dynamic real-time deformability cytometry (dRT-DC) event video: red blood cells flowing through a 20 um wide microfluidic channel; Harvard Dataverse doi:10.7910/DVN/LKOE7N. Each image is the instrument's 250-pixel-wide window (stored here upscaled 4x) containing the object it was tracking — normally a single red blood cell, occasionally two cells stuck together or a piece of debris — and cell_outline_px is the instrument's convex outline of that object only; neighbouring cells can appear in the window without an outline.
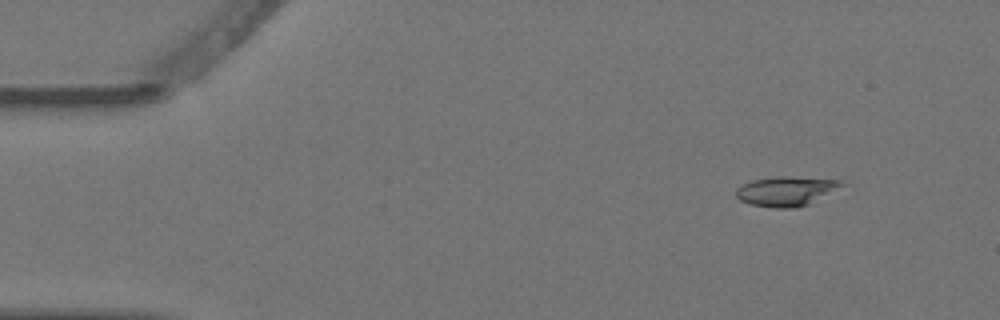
{"species": "Egyptian fruit bat (a non-hibernating species)", "species_latin": "Rousettus aegyptiacus", "temperature_condition": "warm", "stored_images_in_passage": 4, "camera_frame_rate_fps": 3000, "um_per_image_px": 0.085, "animal": {"sex": "female"}, "frame": {"image": 1, "passage_image": 2, "time_ms": 0.333, "image_size_px": [1000, 320], "cell_outline_px": [[848, 184], [812, 204], [796, 208], [776, 208], [748, 204], [740, 200], [736, 196], [736, 188], [752, 180], [776, 176], [788, 176], [840, 180]], "centroid_in_image_um": [66.88, 16.26], "position_along_channel_um": 18.1, "area_um2": 18.61}}